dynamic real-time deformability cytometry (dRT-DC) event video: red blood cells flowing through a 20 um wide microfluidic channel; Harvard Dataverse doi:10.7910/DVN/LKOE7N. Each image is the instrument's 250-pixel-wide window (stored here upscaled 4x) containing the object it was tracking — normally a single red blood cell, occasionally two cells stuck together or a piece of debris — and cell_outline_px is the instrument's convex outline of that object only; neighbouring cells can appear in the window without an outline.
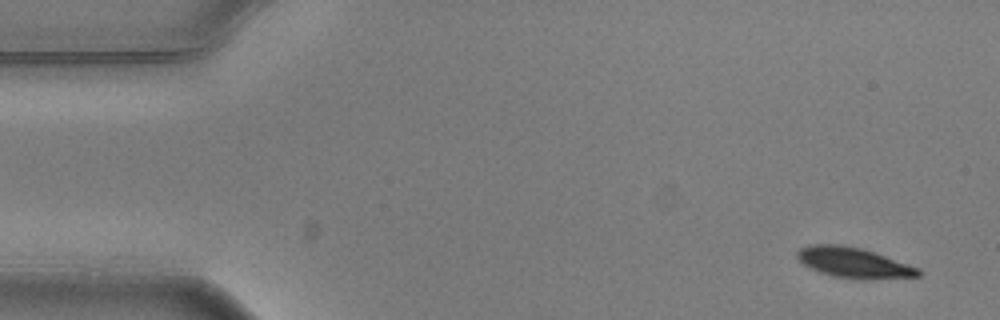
{"species": "common noctule bat (a hibernating species)", "species_latin": "Nyctalus noctula", "temperature_condition": "warm", "stored_images_in_passage": 5, "camera_frame_rate_fps": 3000, "um_per_image_px": 0.085, "animal": {"sex": "male", "body_mass_g": 20.5, "forearm_length_mm": 52.5}, "frame": {"image": 1, "passage_image": 1, "time_ms": 0.0, "image_size_px": [1000, 320], "cell_outline_px": [[920, 276], [836, 276], [820, 272], [804, 264], [796, 256], [796, 252], [800, 248], [812, 244], [840, 244], [860, 248], [920, 268]], "centroid_in_image_um": [72.45, 22.25], "position_along_channel_um": 12.5, "area_um2": 19.88}}
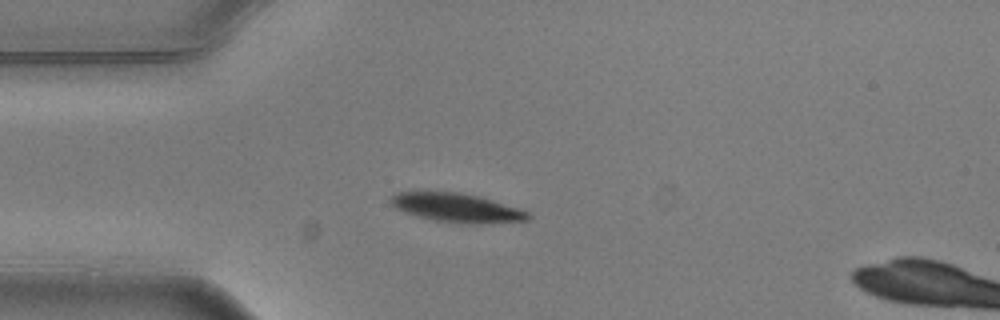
{"frame": {"image": 2, "passage_image": 4, "time_ms": 1.0, "image_size_px": [1000, 320], "cell_outline_px": [[532, 216], [528, 220], [480, 224], [472, 224], [436, 220], [404, 212], [396, 208], [388, 200], [396, 192], [460, 192], [492, 200], [528, 212]], "centroid_in_image_um": [38.82, 17.66], "position_along_channel_um": 46.2, "area_um2": 22.66}}